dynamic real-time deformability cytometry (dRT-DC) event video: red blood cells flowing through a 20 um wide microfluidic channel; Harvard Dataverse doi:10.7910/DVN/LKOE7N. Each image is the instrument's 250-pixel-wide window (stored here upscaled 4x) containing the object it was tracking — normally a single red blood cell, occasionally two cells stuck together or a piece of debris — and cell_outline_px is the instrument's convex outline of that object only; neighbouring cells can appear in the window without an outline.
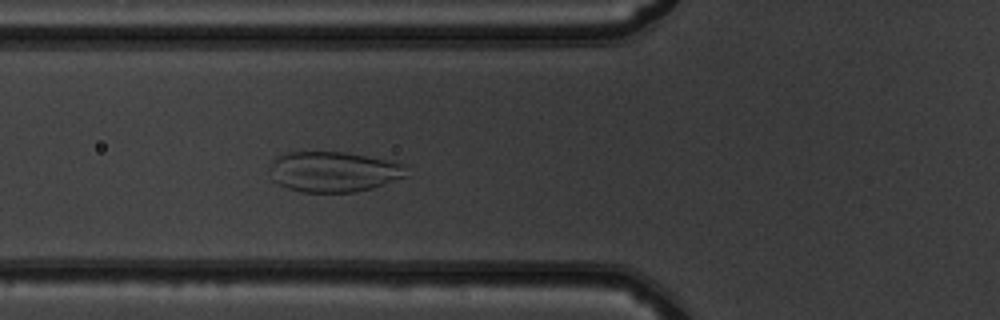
{"species": "common noctule bat (a hibernating species)", "species_latin": "Nyctalus noctula", "temperature_condition": "warm", "stored_images_in_passage": 43, "camera_frame_rate_fps": 3000, "um_per_image_px": 0.085, "animal": {"sex": "male", "body_mass_g": 19.5, "forearm_length_mm": 54.6}, "frame": {"image": 1, "passage_image": 11, "time_ms": 3.333, "image_size_px": [1000, 320], "cell_outline_px": [[408, 176], [372, 188], [352, 192], [300, 192], [288, 188], [272, 180], [272, 160], [276, 156], [288, 152], [344, 152], [384, 160], [400, 164]], "centroid_in_image_um": [28.3, 14.6], "position_along_channel_um": 97.5, "area_um2": 31.62}}
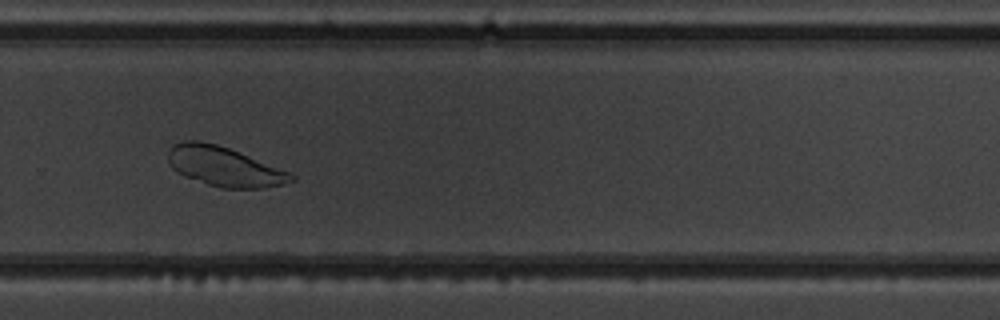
{"frame": {"image": 2, "passage_image": 27, "time_ms": 8.667, "image_size_px": [1000, 320], "cell_outline_px": [[296, 180], [264, 188], [220, 188], [184, 176], [176, 172], [172, 168], [168, 160], [168, 152], [176, 144], [184, 140], [200, 140], [216, 144], [228, 148], [292, 172], [296, 176]], "centroid_in_image_um": [19.08, 14.16], "position_along_channel_um": 310.7, "area_um2": 28.32}}
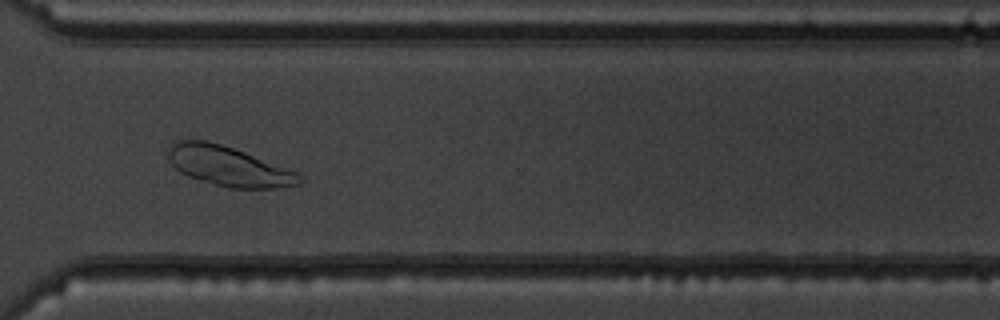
{"frame": {"image": 3, "passage_image": 30, "time_ms": 9.667, "image_size_px": [1000, 320], "cell_outline_px": [[304, 180], [300, 184], [276, 188], [228, 188], [200, 180], [188, 176], [180, 172], [172, 164], [168, 156], [168, 152], [172, 144], [180, 140], [204, 140], [220, 144], [244, 152], [300, 172], [304, 176]], "centroid_in_image_um": [19.5, 14.14], "position_along_channel_um": 351.1, "area_um2": 30.35}}